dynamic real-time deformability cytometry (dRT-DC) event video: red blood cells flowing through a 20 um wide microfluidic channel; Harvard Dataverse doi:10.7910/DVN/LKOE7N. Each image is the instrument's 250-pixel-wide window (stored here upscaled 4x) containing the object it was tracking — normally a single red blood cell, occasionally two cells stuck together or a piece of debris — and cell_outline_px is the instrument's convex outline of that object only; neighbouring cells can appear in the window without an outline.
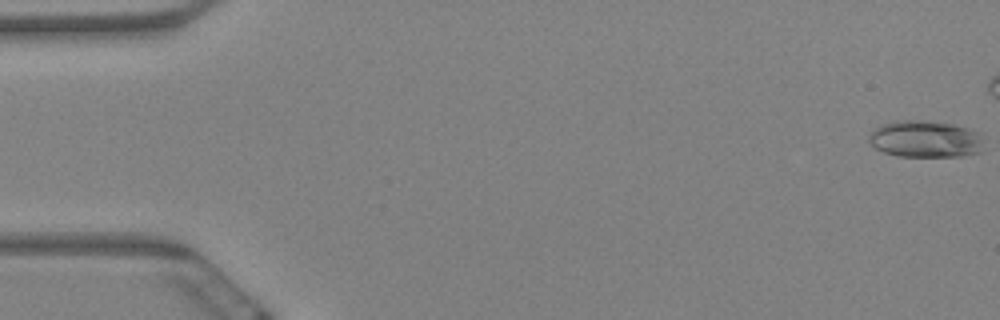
{"species": "Egyptian fruit bat (a non-hibernating species)", "species_latin": "Rousettus aegyptiacus", "temperature_condition": "warm", "stored_images_in_passage": 6, "camera_frame_rate_fps": 3000, "um_per_image_px": 0.085, "animal": {"sex": "female"}, "frame": {"image": 1, "passage_image": 1, "time_ms": 0.0, "image_size_px": [1000, 320], "cell_outline_px": [[980, 152], [960, 156], [896, 156], [884, 152], [876, 148], [868, 140], [868, 136], [872, 128], [880, 124], [896, 120], [924, 120], [952, 124], [968, 128], [980, 132]], "centroid_in_image_um": [78.58, 11.8], "position_along_channel_um": 6.4, "area_um2": 24.74}}
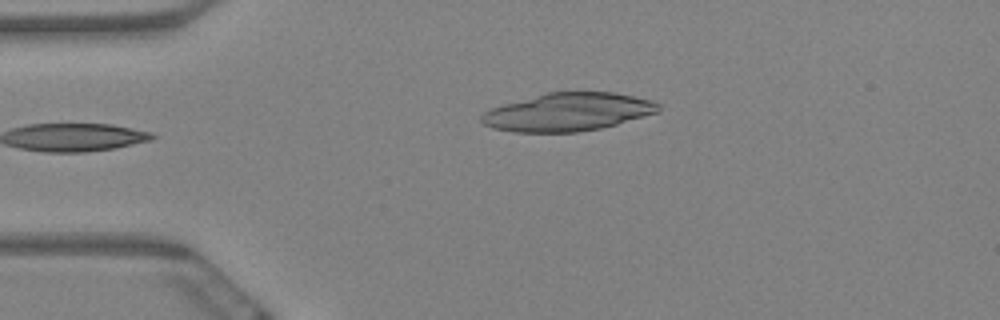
{"frame": {"image": 2, "passage_image": 6, "time_ms": 1.667, "image_size_px": [1000, 320], "cell_outline_px": [[660, 112], [616, 124], [600, 128], [576, 132], [512, 132], [492, 128], [484, 124], [480, 120], [480, 116], [484, 112], [492, 108], [504, 104], [548, 92], [612, 92], [652, 100], [660, 104]], "centroid_in_image_um": [48.28, 9.53], "position_along_channel_um": 36.7, "area_um2": 39.07}}